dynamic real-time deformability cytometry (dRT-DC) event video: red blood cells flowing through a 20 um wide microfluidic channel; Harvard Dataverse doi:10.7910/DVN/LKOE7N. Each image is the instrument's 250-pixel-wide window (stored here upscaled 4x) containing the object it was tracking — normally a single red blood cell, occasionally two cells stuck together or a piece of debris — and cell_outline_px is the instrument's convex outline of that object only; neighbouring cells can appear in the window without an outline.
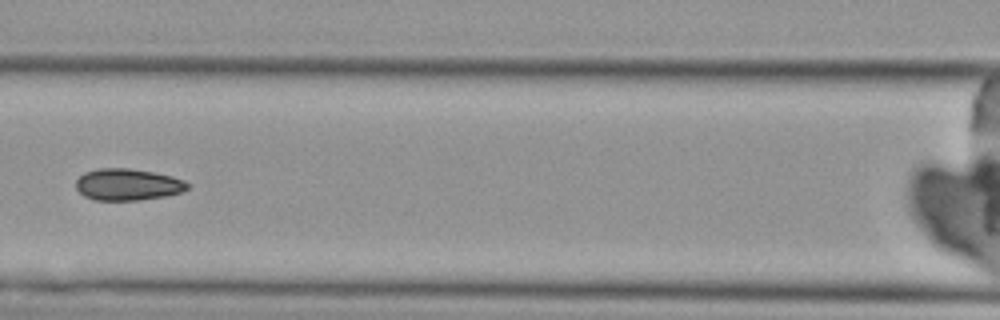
{"species": "Egyptian fruit bat (a non-hibernating species)", "species_latin": "Rousettus aegyptiacus", "temperature_condition": "cold", "stored_images_in_passage": 6, "camera_frame_rate_fps": 3000, "um_per_image_px": 0.085, "animal": {"sex": "female"}, "frame": {"image": 1, "passage_image": 6, "time_ms": 6.0, "image_size_px": [1000, 320], "cell_outline_px": [[188, 188], [184, 192], [164, 196], [140, 200], [96, 200], [84, 196], [76, 188], [76, 180], [84, 172], [100, 168], [128, 168], [152, 172], [172, 176], [184, 180], [188, 184]], "centroid_in_image_um": [10.85, 15.68], "position_along_channel_um": 155.7, "area_um2": 20.58}}